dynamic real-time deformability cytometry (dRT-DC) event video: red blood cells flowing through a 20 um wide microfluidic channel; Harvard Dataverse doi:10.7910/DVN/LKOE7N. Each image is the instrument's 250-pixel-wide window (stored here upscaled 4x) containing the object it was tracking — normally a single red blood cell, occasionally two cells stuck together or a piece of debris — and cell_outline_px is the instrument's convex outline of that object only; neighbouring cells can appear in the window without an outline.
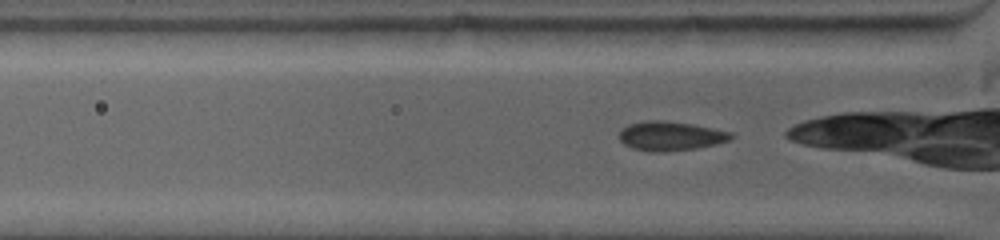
{"species": "common noctule bat (a hibernating species)", "species_latin": "Nyctalus noctula", "temperature_condition": "warm", "stored_images_in_passage": 14, "camera_frame_rate_fps": 5000, "um_per_image_px": 0.085, "animal": {"sex": "female", "body_mass_g": 19.0, "forearm_length_mm": 53.3}, "frame": {"image": 1, "passage_image": 3, "time_ms": 0.4, "image_size_px": [1000, 240], "cell_outline_px": [[736, 136], [728, 140], [716, 144], [696, 148], [660, 152], [648, 152], [632, 148], [624, 144], [620, 140], [620, 132], [628, 124], [648, 120], [664, 120], [692, 124], [732, 132]], "centroid_in_image_um": [57.0, 11.56], "position_along_channel_um": 68.8, "area_um2": 19.02}}